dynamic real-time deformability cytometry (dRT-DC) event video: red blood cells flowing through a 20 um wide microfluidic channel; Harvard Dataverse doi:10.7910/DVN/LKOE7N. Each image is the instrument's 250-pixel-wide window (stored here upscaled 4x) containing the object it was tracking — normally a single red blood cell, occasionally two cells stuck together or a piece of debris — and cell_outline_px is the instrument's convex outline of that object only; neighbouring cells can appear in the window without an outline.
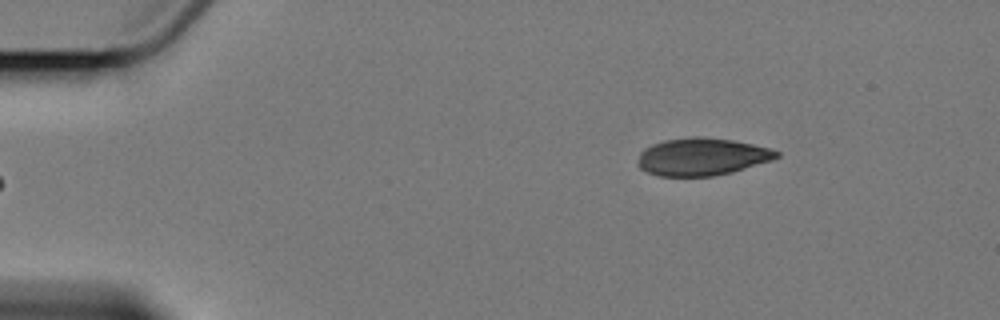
{"species": "Egyptian fruit bat (a non-hibernating species)", "species_latin": "Rousettus aegyptiacus", "temperature_condition": "cold", "stored_images_in_passage": 4, "camera_frame_rate_fps": 3000, "um_per_image_px": 0.085, "animal": {"sex": "female"}, "frame": {"image": 1, "passage_image": 4, "time_ms": 3.333, "image_size_px": [1000, 320], "cell_outline_px": [[780, 156], [772, 160], [732, 172], [712, 176], [660, 176], [648, 172], [640, 168], [640, 152], [644, 148], [652, 144], [664, 140], [696, 136], [700, 136], [732, 140], [752, 144], [768, 148], [780, 152]], "centroid_in_image_um": [59.68, 13.32], "position_along_channel_um": 25.3, "area_um2": 30.06}}